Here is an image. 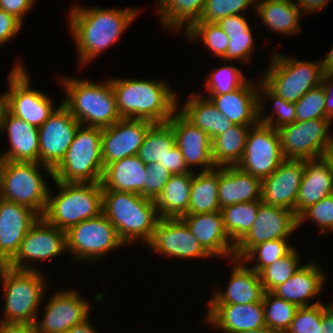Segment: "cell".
<instances>
[{"label":"cell","mask_w":333,"mask_h":333,"mask_svg":"<svg viewBox=\"0 0 333 333\" xmlns=\"http://www.w3.org/2000/svg\"><path fill=\"white\" fill-rule=\"evenodd\" d=\"M325 90L322 85L307 91L296 103V121L328 119L325 111Z\"/></svg>","instance_id":"cell-46"},{"label":"cell","mask_w":333,"mask_h":333,"mask_svg":"<svg viewBox=\"0 0 333 333\" xmlns=\"http://www.w3.org/2000/svg\"><path fill=\"white\" fill-rule=\"evenodd\" d=\"M322 303L298 307L286 333H323Z\"/></svg>","instance_id":"cell-49"},{"label":"cell","mask_w":333,"mask_h":333,"mask_svg":"<svg viewBox=\"0 0 333 333\" xmlns=\"http://www.w3.org/2000/svg\"><path fill=\"white\" fill-rule=\"evenodd\" d=\"M328 119L295 121L277 129L284 159L323 158L333 148Z\"/></svg>","instance_id":"cell-12"},{"label":"cell","mask_w":333,"mask_h":333,"mask_svg":"<svg viewBox=\"0 0 333 333\" xmlns=\"http://www.w3.org/2000/svg\"><path fill=\"white\" fill-rule=\"evenodd\" d=\"M275 52L261 80L286 101L296 103L307 91L321 85L326 77L320 60L301 61Z\"/></svg>","instance_id":"cell-9"},{"label":"cell","mask_w":333,"mask_h":333,"mask_svg":"<svg viewBox=\"0 0 333 333\" xmlns=\"http://www.w3.org/2000/svg\"><path fill=\"white\" fill-rule=\"evenodd\" d=\"M258 0H206L204 9L198 21L217 23L224 17L242 14L251 4Z\"/></svg>","instance_id":"cell-47"},{"label":"cell","mask_w":333,"mask_h":333,"mask_svg":"<svg viewBox=\"0 0 333 333\" xmlns=\"http://www.w3.org/2000/svg\"><path fill=\"white\" fill-rule=\"evenodd\" d=\"M139 8L104 9L74 5L69 14L70 32L76 43L80 67L114 45L139 14Z\"/></svg>","instance_id":"cell-1"},{"label":"cell","mask_w":333,"mask_h":333,"mask_svg":"<svg viewBox=\"0 0 333 333\" xmlns=\"http://www.w3.org/2000/svg\"><path fill=\"white\" fill-rule=\"evenodd\" d=\"M66 248V233L39 217L23 238L16 256L7 264L19 270H39V261L49 260L63 254ZM36 262L33 264V262ZM30 263V264H29Z\"/></svg>","instance_id":"cell-13"},{"label":"cell","mask_w":333,"mask_h":333,"mask_svg":"<svg viewBox=\"0 0 333 333\" xmlns=\"http://www.w3.org/2000/svg\"><path fill=\"white\" fill-rule=\"evenodd\" d=\"M251 27L246 32H236L227 34L229 40L228 49L225 54L221 58V60L228 61H243L249 62L251 53L253 52L254 46V38L252 35Z\"/></svg>","instance_id":"cell-50"},{"label":"cell","mask_w":333,"mask_h":333,"mask_svg":"<svg viewBox=\"0 0 333 333\" xmlns=\"http://www.w3.org/2000/svg\"><path fill=\"white\" fill-rule=\"evenodd\" d=\"M42 275L39 270H19L0 265L5 297L1 323L35 324L48 286V279Z\"/></svg>","instance_id":"cell-6"},{"label":"cell","mask_w":333,"mask_h":333,"mask_svg":"<svg viewBox=\"0 0 333 333\" xmlns=\"http://www.w3.org/2000/svg\"><path fill=\"white\" fill-rule=\"evenodd\" d=\"M259 82L248 80L238 89L222 94L209 95L216 108L233 124L256 125L258 123Z\"/></svg>","instance_id":"cell-27"},{"label":"cell","mask_w":333,"mask_h":333,"mask_svg":"<svg viewBox=\"0 0 333 333\" xmlns=\"http://www.w3.org/2000/svg\"><path fill=\"white\" fill-rule=\"evenodd\" d=\"M102 213L125 245L142 240L146 244L160 219L154 200L124 191L103 190Z\"/></svg>","instance_id":"cell-4"},{"label":"cell","mask_w":333,"mask_h":333,"mask_svg":"<svg viewBox=\"0 0 333 333\" xmlns=\"http://www.w3.org/2000/svg\"><path fill=\"white\" fill-rule=\"evenodd\" d=\"M217 24L226 34L246 32L250 28V24L243 14L229 15L221 19Z\"/></svg>","instance_id":"cell-55"},{"label":"cell","mask_w":333,"mask_h":333,"mask_svg":"<svg viewBox=\"0 0 333 333\" xmlns=\"http://www.w3.org/2000/svg\"><path fill=\"white\" fill-rule=\"evenodd\" d=\"M0 131H6L10 141V149L0 154V161L39 162L37 127L15 117L3 106L0 110Z\"/></svg>","instance_id":"cell-24"},{"label":"cell","mask_w":333,"mask_h":333,"mask_svg":"<svg viewBox=\"0 0 333 333\" xmlns=\"http://www.w3.org/2000/svg\"><path fill=\"white\" fill-rule=\"evenodd\" d=\"M197 94L191 92L178 111L194 126L207 133L213 141L234 124L220 113L210 99L204 98L200 93Z\"/></svg>","instance_id":"cell-32"},{"label":"cell","mask_w":333,"mask_h":333,"mask_svg":"<svg viewBox=\"0 0 333 333\" xmlns=\"http://www.w3.org/2000/svg\"><path fill=\"white\" fill-rule=\"evenodd\" d=\"M219 167L196 175L194 172L188 211L186 214H201L221 211L218 200Z\"/></svg>","instance_id":"cell-35"},{"label":"cell","mask_w":333,"mask_h":333,"mask_svg":"<svg viewBox=\"0 0 333 333\" xmlns=\"http://www.w3.org/2000/svg\"><path fill=\"white\" fill-rule=\"evenodd\" d=\"M154 123L144 119L121 118L101 134L104 167L121 159L136 156L148 129Z\"/></svg>","instance_id":"cell-19"},{"label":"cell","mask_w":333,"mask_h":333,"mask_svg":"<svg viewBox=\"0 0 333 333\" xmlns=\"http://www.w3.org/2000/svg\"><path fill=\"white\" fill-rule=\"evenodd\" d=\"M233 262L230 280L225 291L215 290L209 305L249 304L263 300L265 290L260 275L246 266L242 259H231ZM240 262V263H239ZM235 264V265H234ZM244 264V265H243Z\"/></svg>","instance_id":"cell-25"},{"label":"cell","mask_w":333,"mask_h":333,"mask_svg":"<svg viewBox=\"0 0 333 333\" xmlns=\"http://www.w3.org/2000/svg\"><path fill=\"white\" fill-rule=\"evenodd\" d=\"M298 228L296 214L286 208L261 204L246 236L235 246V258L242 259L254 246L269 240L288 239Z\"/></svg>","instance_id":"cell-16"},{"label":"cell","mask_w":333,"mask_h":333,"mask_svg":"<svg viewBox=\"0 0 333 333\" xmlns=\"http://www.w3.org/2000/svg\"><path fill=\"white\" fill-rule=\"evenodd\" d=\"M262 302L266 326L280 333H286L294 319L298 306L277 297L272 292H265Z\"/></svg>","instance_id":"cell-41"},{"label":"cell","mask_w":333,"mask_h":333,"mask_svg":"<svg viewBox=\"0 0 333 333\" xmlns=\"http://www.w3.org/2000/svg\"><path fill=\"white\" fill-rule=\"evenodd\" d=\"M65 233L67 252L78 261L96 262L125 245L103 213L72 226Z\"/></svg>","instance_id":"cell-11"},{"label":"cell","mask_w":333,"mask_h":333,"mask_svg":"<svg viewBox=\"0 0 333 333\" xmlns=\"http://www.w3.org/2000/svg\"><path fill=\"white\" fill-rule=\"evenodd\" d=\"M158 16L162 27L170 31H180L186 25L187 31L199 20L206 0H156Z\"/></svg>","instance_id":"cell-37"},{"label":"cell","mask_w":333,"mask_h":333,"mask_svg":"<svg viewBox=\"0 0 333 333\" xmlns=\"http://www.w3.org/2000/svg\"><path fill=\"white\" fill-rule=\"evenodd\" d=\"M0 333H38L34 324L1 323Z\"/></svg>","instance_id":"cell-58"},{"label":"cell","mask_w":333,"mask_h":333,"mask_svg":"<svg viewBox=\"0 0 333 333\" xmlns=\"http://www.w3.org/2000/svg\"><path fill=\"white\" fill-rule=\"evenodd\" d=\"M101 134V128L80 125L65 157L52 171V180L66 183L101 182L104 170Z\"/></svg>","instance_id":"cell-7"},{"label":"cell","mask_w":333,"mask_h":333,"mask_svg":"<svg viewBox=\"0 0 333 333\" xmlns=\"http://www.w3.org/2000/svg\"><path fill=\"white\" fill-rule=\"evenodd\" d=\"M181 219L213 258H235V245L225 231L221 211L185 214Z\"/></svg>","instance_id":"cell-23"},{"label":"cell","mask_w":333,"mask_h":333,"mask_svg":"<svg viewBox=\"0 0 333 333\" xmlns=\"http://www.w3.org/2000/svg\"><path fill=\"white\" fill-rule=\"evenodd\" d=\"M205 320L223 333H238L266 326L262 301L245 305H209Z\"/></svg>","instance_id":"cell-26"},{"label":"cell","mask_w":333,"mask_h":333,"mask_svg":"<svg viewBox=\"0 0 333 333\" xmlns=\"http://www.w3.org/2000/svg\"><path fill=\"white\" fill-rule=\"evenodd\" d=\"M60 80L66 96L61 103L81 125L103 129L121 119L110 79L103 83L73 77Z\"/></svg>","instance_id":"cell-3"},{"label":"cell","mask_w":333,"mask_h":333,"mask_svg":"<svg viewBox=\"0 0 333 333\" xmlns=\"http://www.w3.org/2000/svg\"><path fill=\"white\" fill-rule=\"evenodd\" d=\"M96 327L87 319L85 322L71 327L64 333H98Z\"/></svg>","instance_id":"cell-60"},{"label":"cell","mask_w":333,"mask_h":333,"mask_svg":"<svg viewBox=\"0 0 333 333\" xmlns=\"http://www.w3.org/2000/svg\"><path fill=\"white\" fill-rule=\"evenodd\" d=\"M146 245L171 258H212L181 218H160Z\"/></svg>","instance_id":"cell-17"},{"label":"cell","mask_w":333,"mask_h":333,"mask_svg":"<svg viewBox=\"0 0 333 333\" xmlns=\"http://www.w3.org/2000/svg\"><path fill=\"white\" fill-rule=\"evenodd\" d=\"M38 218L30 208L0 197V265H7L16 256Z\"/></svg>","instance_id":"cell-21"},{"label":"cell","mask_w":333,"mask_h":333,"mask_svg":"<svg viewBox=\"0 0 333 333\" xmlns=\"http://www.w3.org/2000/svg\"><path fill=\"white\" fill-rule=\"evenodd\" d=\"M296 1V2H295ZM294 3L303 13V15L308 13H316L319 10L326 8L327 2L329 0H295Z\"/></svg>","instance_id":"cell-57"},{"label":"cell","mask_w":333,"mask_h":333,"mask_svg":"<svg viewBox=\"0 0 333 333\" xmlns=\"http://www.w3.org/2000/svg\"><path fill=\"white\" fill-rule=\"evenodd\" d=\"M255 125L234 124L212 141L215 167L237 166L244 153L250 128Z\"/></svg>","instance_id":"cell-36"},{"label":"cell","mask_w":333,"mask_h":333,"mask_svg":"<svg viewBox=\"0 0 333 333\" xmlns=\"http://www.w3.org/2000/svg\"><path fill=\"white\" fill-rule=\"evenodd\" d=\"M297 218L298 227L308 219L320 228V234L333 231V194L309 206Z\"/></svg>","instance_id":"cell-48"},{"label":"cell","mask_w":333,"mask_h":333,"mask_svg":"<svg viewBox=\"0 0 333 333\" xmlns=\"http://www.w3.org/2000/svg\"><path fill=\"white\" fill-rule=\"evenodd\" d=\"M262 93V94H261ZM271 100L273 110L264 117L265 99ZM296 121L295 102H289L275 94L262 80L258 88V123L265 124L274 129Z\"/></svg>","instance_id":"cell-40"},{"label":"cell","mask_w":333,"mask_h":333,"mask_svg":"<svg viewBox=\"0 0 333 333\" xmlns=\"http://www.w3.org/2000/svg\"><path fill=\"white\" fill-rule=\"evenodd\" d=\"M40 167L52 179V170L39 162L0 161V197L26 206L42 217L49 187Z\"/></svg>","instance_id":"cell-8"},{"label":"cell","mask_w":333,"mask_h":333,"mask_svg":"<svg viewBox=\"0 0 333 333\" xmlns=\"http://www.w3.org/2000/svg\"><path fill=\"white\" fill-rule=\"evenodd\" d=\"M321 85L325 90V111L328 116V120L333 119V76H326Z\"/></svg>","instance_id":"cell-56"},{"label":"cell","mask_w":333,"mask_h":333,"mask_svg":"<svg viewBox=\"0 0 333 333\" xmlns=\"http://www.w3.org/2000/svg\"><path fill=\"white\" fill-rule=\"evenodd\" d=\"M305 170V160L285 159L261 180V203L286 208L296 214V200Z\"/></svg>","instance_id":"cell-20"},{"label":"cell","mask_w":333,"mask_h":333,"mask_svg":"<svg viewBox=\"0 0 333 333\" xmlns=\"http://www.w3.org/2000/svg\"><path fill=\"white\" fill-rule=\"evenodd\" d=\"M220 208L250 201H261V180L238 166L219 167Z\"/></svg>","instance_id":"cell-30"},{"label":"cell","mask_w":333,"mask_h":333,"mask_svg":"<svg viewBox=\"0 0 333 333\" xmlns=\"http://www.w3.org/2000/svg\"><path fill=\"white\" fill-rule=\"evenodd\" d=\"M322 332L333 333V303L330 305L322 304Z\"/></svg>","instance_id":"cell-59"},{"label":"cell","mask_w":333,"mask_h":333,"mask_svg":"<svg viewBox=\"0 0 333 333\" xmlns=\"http://www.w3.org/2000/svg\"><path fill=\"white\" fill-rule=\"evenodd\" d=\"M320 61L324 75L333 76V47L327 56Z\"/></svg>","instance_id":"cell-61"},{"label":"cell","mask_w":333,"mask_h":333,"mask_svg":"<svg viewBox=\"0 0 333 333\" xmlns=\"http://www.w3.org/2000/svg\"><path fill=\"white\" fill-rule=\"evenodd\" d=\"M175 145L172 126L168 122L154 123L148 129L137 156L146 165L160 163L165 167V158Z\"/></svg>","instance_id":"cell-38"},{"label":"cell","mask_w":333,"mask_h":333,"mask_svg":"<svg viewBox=\"0 0 333 333\" xmlns=\"http://www.w3.org/2000/svg\"><path fill=\"white\" fill-rule=\"evenodd\" d=\"M165 168L170 172L171 175L191 172L187 168L184 157L177 145H175L167 154V157L165 158Z\"/></svg>","instance_id":"cell-54"},{"label":"cell","mask_w":333,"mask_h":333,"mask_svg":"<svg viewBox=\"0 0 333 333\" xmlns=\"http://www.w3.org/2000/svg\"><path fill=\"white\" fill-rule=\"evenodd\" d=\"M284 160L277 129L257 123L248 132L244 153L237 166L263 180Z\"/></svg>","instance_id":"cell-14"},{"label":"cell","mask_w":333,"mask_h":333,"mask_svg":"<svg viewBox=\"0 0 333 333\" xmlns=\"http://www.w3.org/2000/svg\"><path fill=\"white\" fill-rule=\"evenodd\" d=\"M187 40L202 39L215 57L221 59L228 49L229 38L217 23L195 22L185 33Z\"/></svg>","instance_id":"cell-44"},{"label":"cell","mask_w":333,"mask_h":333,"mask_svg":"<svg viewBox=\"0 0 333 333\" xmlns=\"http://www.w3.org/2000/svg\"><path fill=\"white\" fill-rule=\"evenodd\" d=\"M168 123L172 126L176 145L190 171L194 172L192 167L195 166H202L201 172L216 168L212 157V140L207 133L194 126L178 110Z\"/></svg>","instance_id":"cell-22"},{"label":"cell","mask_w":333,"mask_h":333,"mask_svg":"<svg viewBox=\"0 0 333 333\" xmlns=\"http://www.w3.org/2000/svg\"><path fill=\"white\" fill-rule=\"evenodd\" d=\"M20 61L14 64L3 92V106L15 117L39 128L56 110L48 94L31 87L30 74Z\"/></svg>","instance_id":"cell-10"},{"label":"cell","mask_w":333,"mask_h":333,"mask_svg":"<svg viewBox=\"0 0 333 333\" xmlns=\"http://www.w3.org/2000/svg\"><path fill=\"white\" fill-rule=\"evenodd\" d=\"M112 89L121 118L166 123L178 110V94L166 81L112 78Z\"/></svg>","instance_id":"cell-2"},{"label":"cell","mask_w":333,"mask_h":333,"mask_svg":"<svg viewBox=\"0 0 333 333\" xmlns=\"http://www.w3.org/2000/svg\"><path fill=\"white\" fill-rule=\"evenodd\" d=\"M147 179L144 182V197L156 200L171 177L170 172L160 163L146 166Z\"/></svg>","instance_id":"cell-51"},{"label":"cell","mask_w":333,"mask_h":333,"mask_svg":"<svg viewBox=\"0 0 333 333\" xmlns=\"http://www.w3.org/2000/svg\"><path fill=\"white\" fill-rule=\"evenodd\" d=\"M238 333H280V332L273 330V329L269 328L268 326H264L262 328L242 331V332H238Z\"/></svg>","instance_id":"cell-62"},{"label":"cell","mask_w":333,"mask_h":333,"mask_svg":"<svg viewBox=\"0 0 333 333\" xmlns=\"http://www.w3.org/2000/svg\"><path fill=\"white\" fill-rule=\"evenodd\" d=\"M298 254L296 248H294L285 257L265 267L259 273L265 292H272L276 287L291 278L302 266Z\"/></svg>","instance_id":"cell-43"},{"label":"cell","mask_w":333,"mask_h":333,"mask_svg":"<svg viewBox=\"0 0 333 333\" xmlns=\"http://www.w3.org/2000/svg\"><path fill=\"white\" fill-rule=\"evenodd\" d=\"M333 194V173L328 160H305V170L296 200V216L322 198Z\"/></svg>","instance_id":"cell-29"},{"label":"cell","mask_w":333,"mask_h":333,"mask_svg":"<svg viewBox=\"0 0 333 333\" xmlns=\"http://www.w3.org/2000/svg\"><path fill=\"white\" fill-rule=\"evenodd\" d=\"M146 164L136 156L107 164L102 175V190L132 192L144 197Z\"/></svg>","instance_id":"cell-31"},{"label":"cell","mask_w":333,"mask_h":333,"mask_svg":"<svg viewBox=\"0 0 333 333\" xmlns=\"http://www.w3.org/2000/svg\"><path fill=\"white\" fill-rule=\"evenodd\" d=\"M80 125L61 103L38 128L39 163L53 171L65 157Z\"/></svg>","instance_id":"cell-15"},{"label":"cell","mask_w":333,"mask_h":333,"mask_svg":"<svg viewBox=\"0 0 333 333\" xmlns=\"http://www.w3.org/2000/svg\"><path fill=\"white\" fill-rule=\"evenodd\" d=\"M319 264L307 263L302 265L286 282L276 287L272 293L285 301L296 304L298 307L320 304L309 302L319 296L327 279Z\"/></svg>","instance_id":"cell-28"},{"label":"cell","mask_w":333,"mask_h":333,"mask_svg":"<svg viewBox=\"0 0 333 333\" xmlns=\"http://www.w3.org/2000/svg\"><path fill=\"white\" fill-rule=\"evenodd\" d=\"M261 204V201H250L236 203L221 209L225 231L235 246L251 229Z\"/></svg>","instance_id":"cell-39"},{"label":"cell","mask_w":333,"mask_h":333,"mask_svg":"<svg viewBox=\"0 0 333 333\" xmlns=\"http://www.w3.org/2000/svg\"><path fill=\"white\" fill-rule=\"evenodd\" d=\"M91 303L75 290H62L53 294L44 307L41 320L35 321L38 333H64L71 327L89 319Z\"/></svg>","instance_id":"cell-18"},{"label":"cell","mask_w":333,"mask_h":333,"mask_svg":"<svg viewBox=\"0 0 333 333\" xmlns=\"http://www.w3.org/2000/svg\"><path fill=\"white\" fill-rule=\"evenodd\" d=\"M324 157L328 160L333 173V148Z\"/></svg>","instance_id":"cell-63"},{"label":"cell","mask_w":333,"mask_h":333,"mask_svg":"<svg viewBox=\"0 0 333 333\" xmlns=\"http://www.w3.org/2000/svg\"><path fill=\"white\" fill-rule=\"evenodd\" d=\"M3 107V94L0 95V110Z\"/></svg>","instance_id":"cell-64"},{"label":"cell","mask_w":333,"mask_h":333,"mask_svg":"<svg viewBox=\"0 0 333 333\" xmlns=\"http://www.w3.org/2000/svg\"><path fill=\"white\" fill-rule=\"evenodd\" d=\"M254 7L258 17L270 30L284 35H294L300 31L299 21L304 15L294 0H258Z\"/></svg>","instance_id":"cell-33"},{"label":"cell","mask_w":333,"mask_h":333,"mask_svg":"<svg viewBox=\"0 0 333 333\" xmlns=\"http://www.w3.org/2000/svg\"><path fill=\"white\" fill-rule=\"evenodd\" d=\"M54 182L59 188L58 194L54 195L49 188L47 206L42 215L50 224L66 232L72 226L102 213L101 182Z\"/></svg>","instance_id":"cell-5"},{"label":"cell","mask_w":333,"mask_h":333,"mask_svg":"<svg viewBox=\"0 0 333 333\" xmlns=\"http://www.w3.org/2000/svg\"><path fill=\"white\" fill-rule=\"evenodd\" d=\"M36 0H0V9L13 15L23 24V17L35 5Z\"/></svg>","instance_id":"cell-53"},{"label":"cell","mask_w":333,"mask_h":333,"mask_svg":"<svg viewBox=\"0 0 333 333\" xmlns=\"http://www.w3.org/2000/svg\"><path fill=\"white\" fill-rule=\"evenodd\" d=\"M288 241L289 239H277L259 243L242 260L247 264V261L256 260L257 263L252 265L251 268L259 274L265 267L285 257L295 248Z\"/></svg>","instance_id":"cell-42"},{"label":"cell","mask_w":333,"mask_h":333,"mask_svg":"<svg viewBox=\"0 0 333 333\" xmlns=\"http://www.w3.org/2000/svg\"><path fill=\"white\" fill-rule=\"evenodd\" d=\"M205 81L209 95H222L238 89L248 80L240 68L225 65L216 68Z\"/></svg>","instance_id":"cell-45"},{"label":"cell","mask_w":333,"mask_h":333,"mask_svg":"<svg viewBox=\"0 0 333 333\" xmlns=\"http://www.w3.org/2000/svg\"><path fill=\"white\" fill-rule=\"evenodd\" d=\"M194 172L171 175L155 200L160 218H181L188 211Z\"/></svg>","instance_id":"cell-34"},{"label":"cell","mask_w":333,"mask_h":333,"mask_svg":"<svg viewBox=\"0 0 333 333\" xmlns=\"http://www.w3.org/2000/svg\"><path fill=\"white\" fill-rule=\"evenodd\" d=\"M22 26L23 24L17 18L0 9V46L14 38Z\"/></svg>","instance_id":"cell-52"}]
</instances>
